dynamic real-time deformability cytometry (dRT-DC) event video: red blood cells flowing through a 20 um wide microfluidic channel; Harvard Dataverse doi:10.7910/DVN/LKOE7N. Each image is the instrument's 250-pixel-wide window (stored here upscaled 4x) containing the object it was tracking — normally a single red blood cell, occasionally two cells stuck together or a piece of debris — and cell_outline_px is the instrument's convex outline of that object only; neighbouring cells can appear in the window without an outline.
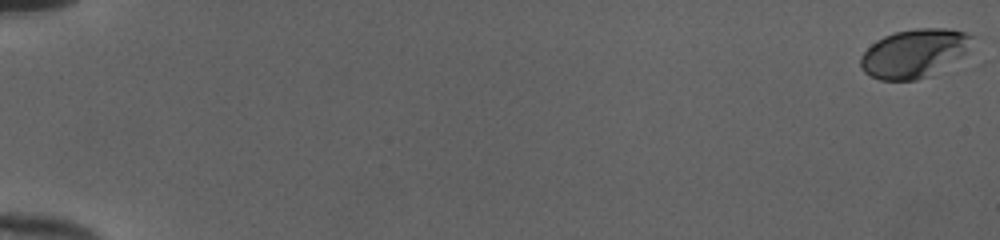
{"species": "human", "species_latin": "Homo sapiens", "temperature_condition": "cold", "stored_images_in_passage": 54, "camera_frame_rate_fps": 3000, "um_per_image_px": 0.085, "donor": {"sex": "female"}, "frame": {"image": 1, "passage_image": 1, "time_ms": 0.0, "image_size_px": [1000, 240], "cell_outline_px": [[980, 36], [960, 56], [928, 76], [916, 80], [880, 80], [864, 72], [860, 68], [860, 56], [876, 40], [884, 36], [896, 32], [916, 28], [944, 28], [964, 32]], "centroid_in_image_um": [77.71, 4.51], "position_along_channel_um": 7.3, "area_um2": 31.33}}
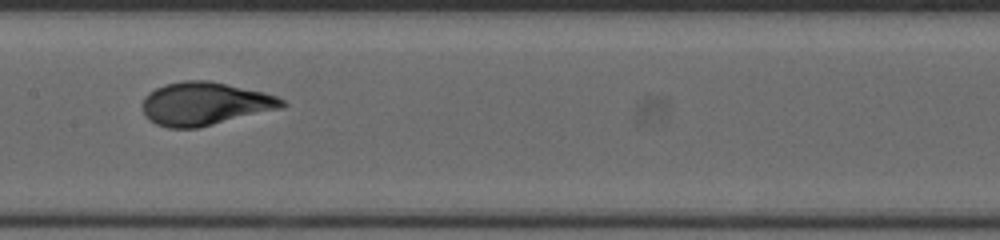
{"frame": {"image": 2, "passage_image": 30, "time_ms": 9.667, "image_size_px": [1000, 240], "cell_outline_px": [[288, 104], [284, 108], [196, 128], [168, 128], [156, 124], [148, 120], [144, 116], [140, 104], [144, 96], [148, 92], [164, 84], [184, 80], [208, 80], [264, 92], [276, 96], [284, 100]], "centroid_in_image_um": [17.38, 8.82], "position_along_channel_um": 190.0, "area_um2": 35.49}}
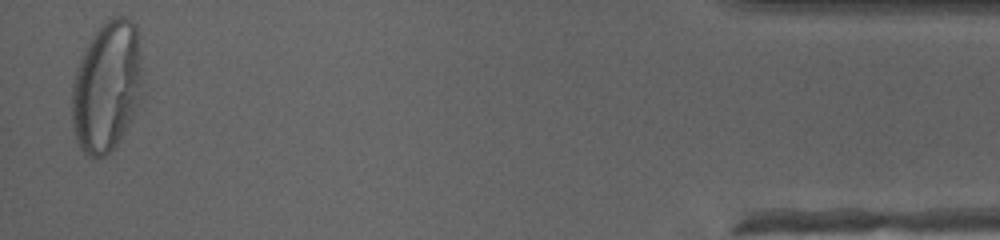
{"frame": {"image": 3, "passage_image": 53, "time_ms": 17.333, "image_size_px": [1000, 240], "cell_outline_px": [[144, 92], [132, 120], [116, 144], [104, 156], [96, 160], [88, 156], [80, 148], [76, 140], [72, 128], [72, 84], [76, 68], [80, 56], [84, 48], [92, 36], [104, 20], [112, 16], [124, 16], [132, 20], [136, 24], [140, 52]], "centroid_in_image_um": [9.09, 7.35], "position_along_channel_um": 426.1, "area_um2": 54.91}, "authors_computed_cell_mechanics": {"area_um2": 33.8997, "velocity_mm_per_s": 4.011, "shape_relaxation_time_tau1_ms": 5.4254, "shape_relaxation_time_tau2_ms": null, "deformation_change_tau1": 0.2522, "deformation_change_tau2": null}}